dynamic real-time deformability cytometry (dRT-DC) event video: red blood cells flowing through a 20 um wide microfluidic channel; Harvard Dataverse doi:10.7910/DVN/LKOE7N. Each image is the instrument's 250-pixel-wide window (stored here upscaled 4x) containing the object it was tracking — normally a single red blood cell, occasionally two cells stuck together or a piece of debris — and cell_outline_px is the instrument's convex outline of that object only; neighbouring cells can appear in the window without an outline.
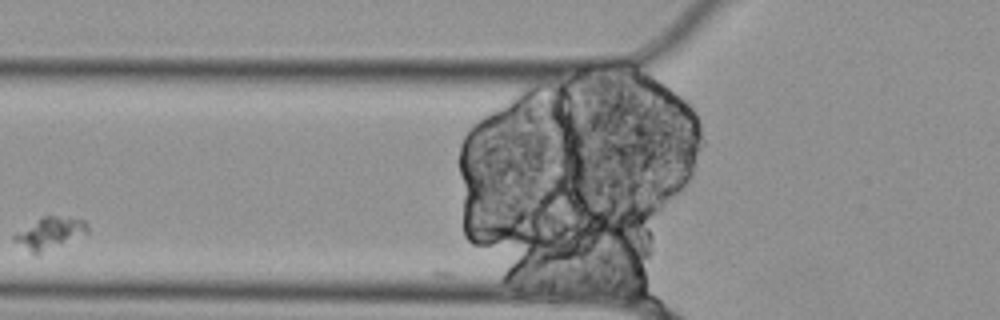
{"species": "Egyptian fruit bat (a non-hibernating species)", "species_latin": "Rousettus aegyptiacus", "temperature_condition": "cold", "stored_images_in_passage": 28, "camera_frame_rate_fps": 3000, "um_per_image_px": 0.085, "animal": {"sex": "female"}, "frame": {"image": 1, "passage_image": 2, "time_ms": 0.333, "image_size_px": [1000, 320], "cell_outline_px": [[88, 232], [60, 244], [40, 252], [32, 252], [12, 240], [12, 236], [16, 232], [40, 216], [56, 216], [84, 220], [88, 228]], "centroid_in_image_um": [4.17, 19.77], "position_along_channel_um": 121.6, "area_um2": 12.95}}
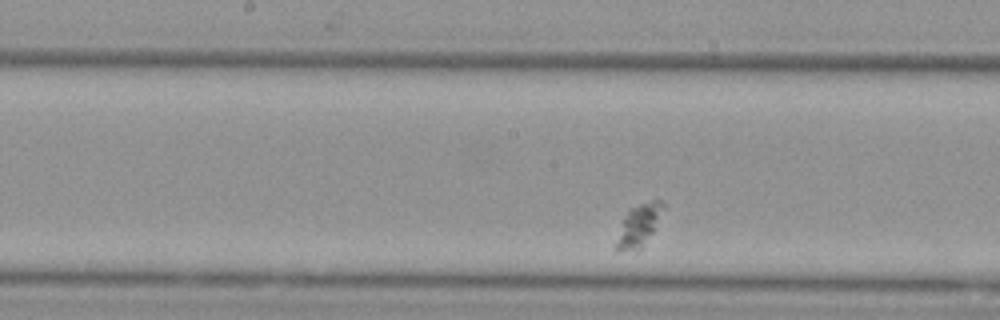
{"frame": {"image": 2, "passage_image": 9, "time_ms": 2.667, "image_size_px": [1000, 320], "cell_outline_px": [[664, 208], [652, 232], [640, 248], [636, 252], [616, 252], [612, 248], [628, 208], [652, 200], [660, 200], [664, 204]], "centroid_in_image_um": [54.22, 19.21], "position_along_channel_um": 194.0, "area_um2": 11.62}}
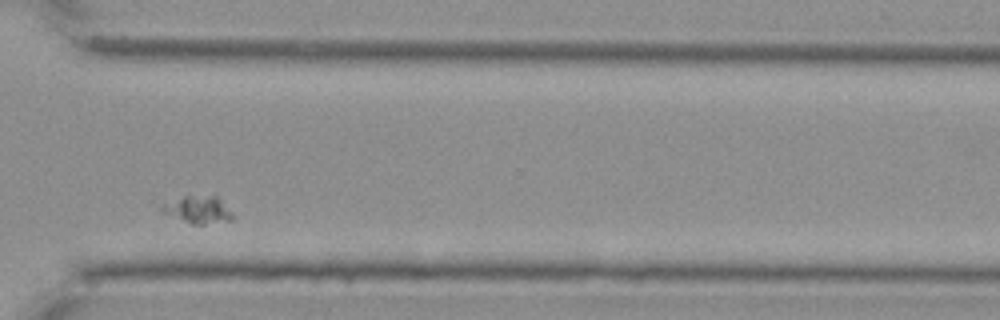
{"frame": {"image": 3, "passage_image": 24, "time_ms": 7.667, "image_size_px": [1000, 320], "cell_outline_px": [[232, 220], [204, 224], [192, 224], [160, 212], [160, 208], [164, 204], [184, 196], [220, 196], [232, 212]], "centroid_in_image_um": [16.86, 17.82], "position_along_channel_um": 353.7, "area_um2": 11.21}}